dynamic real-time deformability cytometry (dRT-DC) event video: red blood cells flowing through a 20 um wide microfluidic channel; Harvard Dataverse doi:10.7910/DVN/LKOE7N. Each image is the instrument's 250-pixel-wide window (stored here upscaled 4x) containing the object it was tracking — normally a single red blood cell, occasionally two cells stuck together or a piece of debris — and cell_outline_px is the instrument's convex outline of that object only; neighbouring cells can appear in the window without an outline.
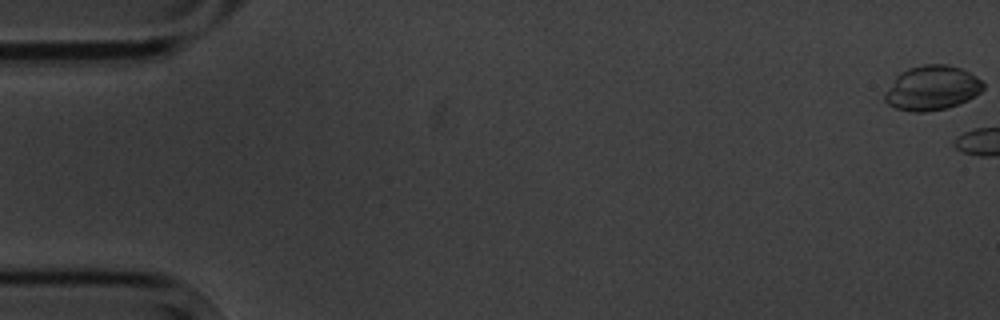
{"species": "common noctule bat (a hibernating species)", "species_latin": "Nyctalus noctula", "temperature_condition": "cold", "stored_images_in_passage": 7, "camera_frame_rate_fps": 3000, "um_per_image_px": 0.085, "animal": {"sex": "male", "body_mass_g": 20.1, "forearm_length_mm": 53.5}, "frame": {"image": 1, "passage_image": 1, "time_ms": 0.0, "image_size_px": [1000, 320], "cell_outline_px": [[984, 88], [980, 92], [968, 100], [960, 104], [948, 108], [924, 112], [912, 112], [896, 108], [888, 104], [884, 100], [884, 92], [896, 76], [900, 72], [908, 68], [924, 64], [948, 64], [960, 68], [976, 76], [984, 84]], "centroid_in_image_um": [79.2, 7.48], "position_along_channel_um": 5.8, "area_um2": 25.72}}
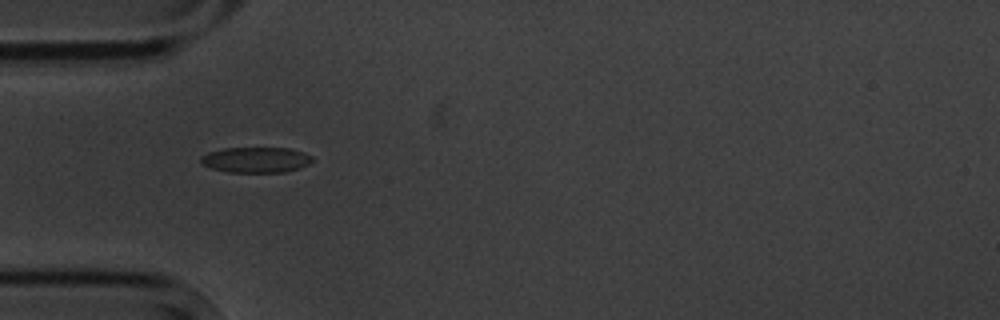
{"frame": {"image": 2, "passage_image": 6, "time_ms": 6.667, "image_size_px": [1000, 320], "cell_outline_px": [[312, 160], [308, 164], [300, 168], [284, 172], [228, 172], [212, 168], [200, 164], [200, 156], [208, 152], [224, 148], [288, 148], [304, 152], [312, 156]], "centroid_in_image_um": [21.73, 13.58], "position_along_channel_um": 63.3, "area_um2": 16.65}}
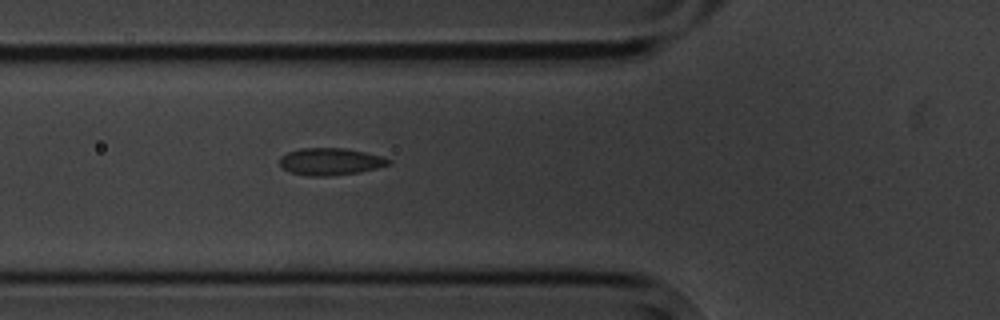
{"frame": {"image": 3, "passage_image": 7, "time_ms": 7.667, "image_size_px": [1000, 320], "cell_outline_px": [[392, 164], [360, 172], [328, 176], [308, 176], [292, 172], [284, 168], [280, 164], [280, 156], [288, 152], [300, 148], [344, 148], [364, 152], [380, 156], [392, 160]], "centroid_in_image_um": [28.1, 13.73], "position_along_channel_um": 97.7, "area_um2": 17.11}}